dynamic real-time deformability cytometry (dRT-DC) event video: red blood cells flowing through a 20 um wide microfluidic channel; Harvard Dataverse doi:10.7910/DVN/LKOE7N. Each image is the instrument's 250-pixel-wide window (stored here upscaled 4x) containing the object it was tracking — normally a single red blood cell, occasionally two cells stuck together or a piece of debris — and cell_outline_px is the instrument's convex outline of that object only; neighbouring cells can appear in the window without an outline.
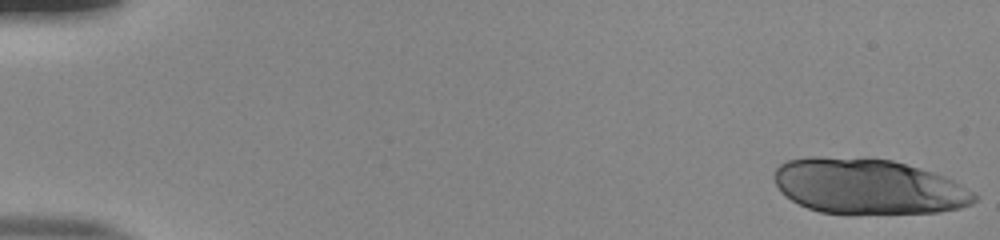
{"species": "human", "species_latin": "Homo sapiens", "temperature_condition": "room temperature", "stored_images_in_passage": 53, "camera_frame_rate_fps": 3000, "um_per_image_px": 0.085, "donor": {"sex": "male"}, "frame": {"image": 1, "passage_image": 1, "time_ms": 0.0, "image_size_px": [1000, 240], "cell_outline_px": [[976, 200], [972, 204], [960, 208], [936, 212], [820, 212], [808, 208], [784, 196], [780, 192], [776, 184], [776, 168], [780, 164], [788, 160], [808, 156], [820, 156], [892, 160], [932, 172], [944, 176], [952, 180], [972, 192], [976, 196]], "centroid_in_image_um": [73.76, 15.83], "position_along_channel_um": 11.2, "area_um2": 63.52}}
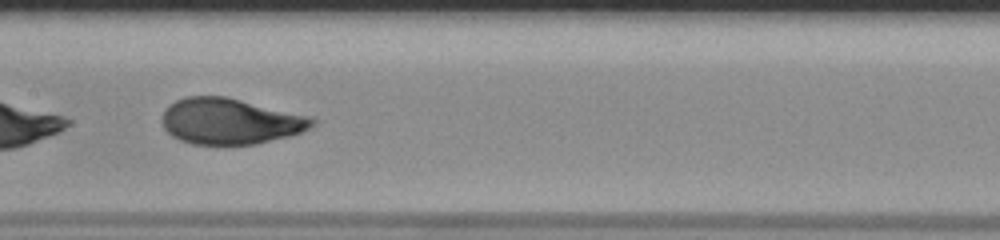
{"frame": {"image": 2, "passage_image": 28, "time_ms": 9.0, "image_size_px": [1000, 240], "cell_outline_px": [[316, 124], [300, 132], [288, 136], [256, 144], [192, 144], [180, 140], [172, 136], [164, 128], [160, 120], [164, 108], [168, 104], [184, 96], [224, 96], [312, 116], [316, 120]], "centroid_in_image_um": [19.53, 10.29], "position_along_channel_um": 187.9, "area_um2": 40.4}}
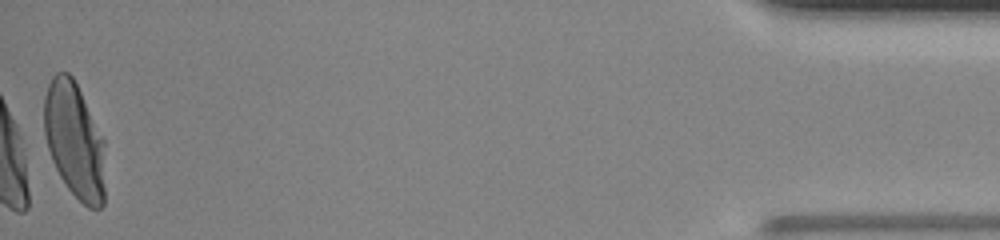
{"frame": {"image": 3, "passage_image": 53, "time_ms": 17.333, "image_size_px": [1000, 240], "cell_outline_px": [[104, 204], [100, 208], [88, 208], [68, 188], [60, 176], [52, 160], [48, 148], [44, 132], [44, 96], [48, 84], [52, 76], [56, 72], [68, 72], [72, 76], [104, 140]], "centroid_in_image_um": [6.32, 11.93], "position_along_channel_um": 428.9, "area_um2": 40.92}, "authors_computed_cell_mechanics": {"area_um2": 41.5582, "velocity_mm_per_s": 3.8946, "shape_relaxation_time_tau1_ms": 4.5616, "shape_relaxation_time_tau2_ms": null, "deformation_change_tau1": 0.2142, "deformation_change_tau2": null}}